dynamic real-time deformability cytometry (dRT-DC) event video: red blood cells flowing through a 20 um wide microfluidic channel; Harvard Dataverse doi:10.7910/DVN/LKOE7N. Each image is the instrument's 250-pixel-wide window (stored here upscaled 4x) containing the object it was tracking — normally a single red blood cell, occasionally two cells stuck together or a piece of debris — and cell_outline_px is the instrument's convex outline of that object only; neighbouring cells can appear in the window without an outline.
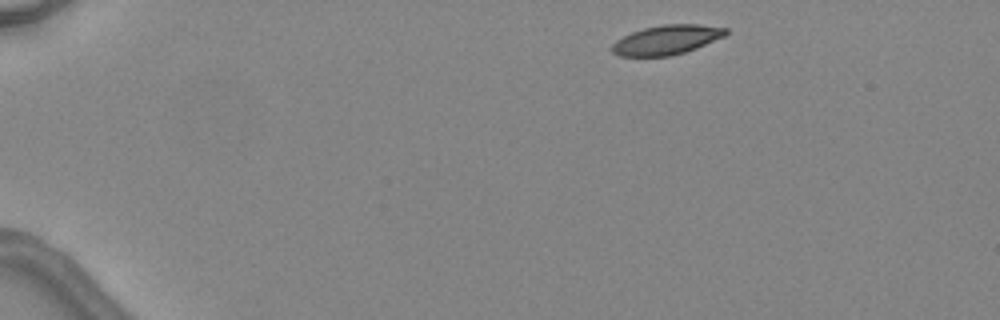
{"species": "common noctule bat (a hibernating species)", "species_latin": "Nyctalus noctula", "temperature_condition": "warm", "stored_images_in_passage": 1, "camera_frame_rate_fps": 3000, "um_per_image_px": 0.085, "animal": {"sex": "female", "body_mass_g": 24.6, "forearm_length_mm": 56.2}, "frame": {"image": 1, "passage_image": 1, "time_ms": 0.0, "image_size_px": [1000, 320], "cell_outline_px": [[728, 32], [724, 36], [696, 48], [672, 56], [620, 56], [612, 52], [608, 48], [616, 40], [632, 32], [644, 28], [664, 24], [696, 24], [728, 28]], "centroid_in_image_um": [56.63, 3.39], "position_along_channel_um": 28.4, "area_um2": 19.48}}